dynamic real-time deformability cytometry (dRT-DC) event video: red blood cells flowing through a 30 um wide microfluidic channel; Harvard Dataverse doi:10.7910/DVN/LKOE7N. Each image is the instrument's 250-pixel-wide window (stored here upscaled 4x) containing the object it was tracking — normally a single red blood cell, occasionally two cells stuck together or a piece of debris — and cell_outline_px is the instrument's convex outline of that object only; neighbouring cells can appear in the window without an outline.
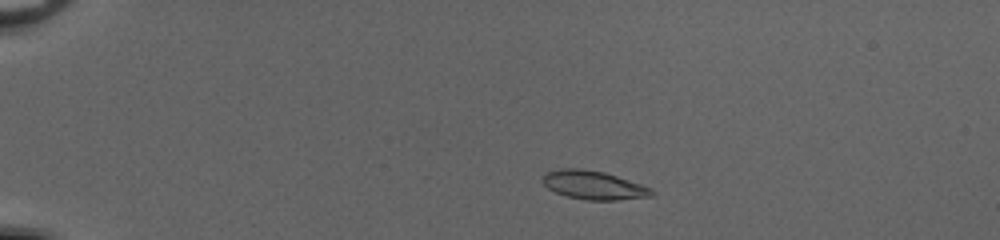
{"species": "common noctule bat (a hibernating species)", "species_latin": "Nyctalus noctula", "temperature_condition": "cold", "stored_images_in_passage": 46, "camera_frame_rate_fps": 3000, "um_per_image_px": 0.085, "animal": {"sex": "female", "body_mass_g": 20.0, "forearm_length_mm": 54.0}, "frame": {"image": 1, "passage_image": 6, "time_ms": 1.667, "image_size_px": [1000, 240], "cell_outline_px": [[656, 192], [652, 196], [616, 200], [584, 200], [568, 196], [556, 192], [548, 188], [540, 180], [548, 172], [560, 168], [580, 168], [604, 172], [652, 188]], "centroid_in_image_um": [50.46, 15.74], "position_along_channel_um": 34.5, "area_um2": 18.09}}
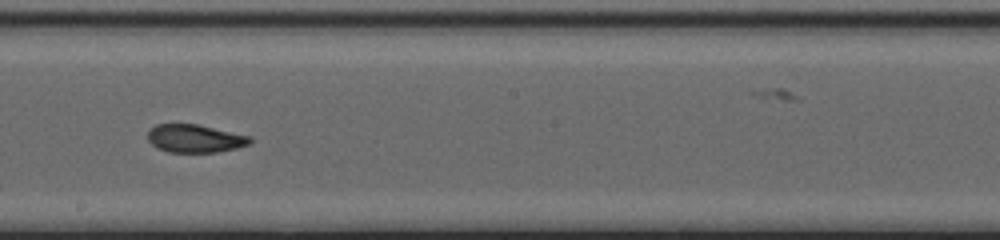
{"frame": {"image": 2, "passage_image": 26, "time_ms": 8.333, "image_size_px": [1000, 240], "cell_outline_px": [[252, 140], [248, 144], [236, 148], [216, 152], [168, 152], [156, 148], [148, 140], [148, 132], [156, 124], [200, 124], [252, 136]], "centroid_in_image_um": [16.58, 11.76], "position_along_channel_um": 231.6, "area_um2": 16.82}}
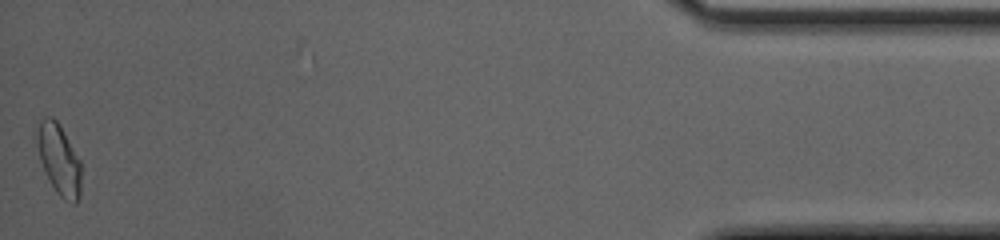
{"frame": {"image": 3, "passage_image": 46, "time_ms": 15.0, "image_size_px": [1000, 240], "cell_outline_px": [[84, 164], [80, 196], [76, 204], [72, 204], [64, 200], [56, 192], [40, 160], [32, 136], [40, 120], [44, 116], [52, 116], [60, 124]], "centroid_in_image_um": [5.03, 13.51], "position_along_channel_um": 430.2, "area_um2": 19.36}, "authors_computed_cell_mechanics": {"area_um2": 17.4845, "velocity_mm_per_s": 4.1335, "shape_relaxation_time_tau1_ms": 4.8778, "shape_relaxation_time_tau2_ms": 1.7758, "deformation_change_tau1": 0.1654, "deformation_change_tau2": 0.0688}}